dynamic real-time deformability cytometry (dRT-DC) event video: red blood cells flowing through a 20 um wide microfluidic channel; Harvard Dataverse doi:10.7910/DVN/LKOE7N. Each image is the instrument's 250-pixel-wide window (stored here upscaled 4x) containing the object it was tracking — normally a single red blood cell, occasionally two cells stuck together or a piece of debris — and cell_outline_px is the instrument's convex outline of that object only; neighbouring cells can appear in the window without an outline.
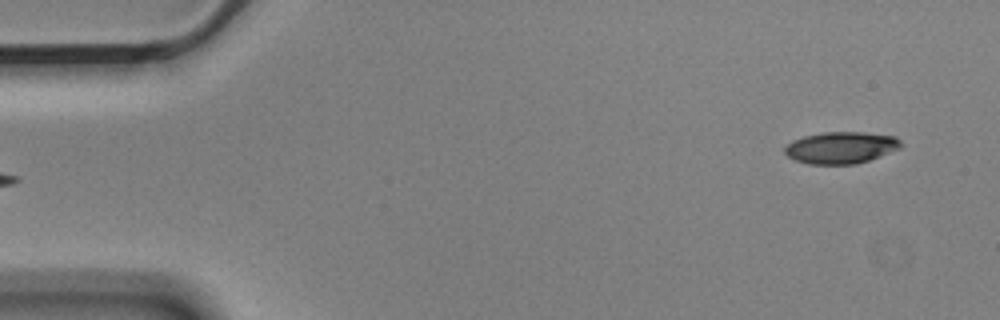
{"species": "Egyptian fruit bat (a non-hibernating species)", "species_latin": "Rousettus aegyptiacus", "temperature_condition": "cold", "stored_images_in_passage": 4, "camera_frame_rate_fps": 3000, "um_per_image_px": 0.085, "animal": {"sex": "male"}, "frame": {"image": 1, "passage_image": 4, "time_ms": 1.0, "image_size_px": [1000, 320], "cell_outline_px": [[900, 148], [868, 160], [856, 164], [808, 164], [796, 160], [788, 156], [784, 152], [784, 148], [792, 140], [804, 136], [824, 132], [864, 132], [896, 136], [900, 140]], "centroid_in_image_um": [71.46, 12.54], "position_along_channel_um": 13.5, "area_um2": 21.39}}